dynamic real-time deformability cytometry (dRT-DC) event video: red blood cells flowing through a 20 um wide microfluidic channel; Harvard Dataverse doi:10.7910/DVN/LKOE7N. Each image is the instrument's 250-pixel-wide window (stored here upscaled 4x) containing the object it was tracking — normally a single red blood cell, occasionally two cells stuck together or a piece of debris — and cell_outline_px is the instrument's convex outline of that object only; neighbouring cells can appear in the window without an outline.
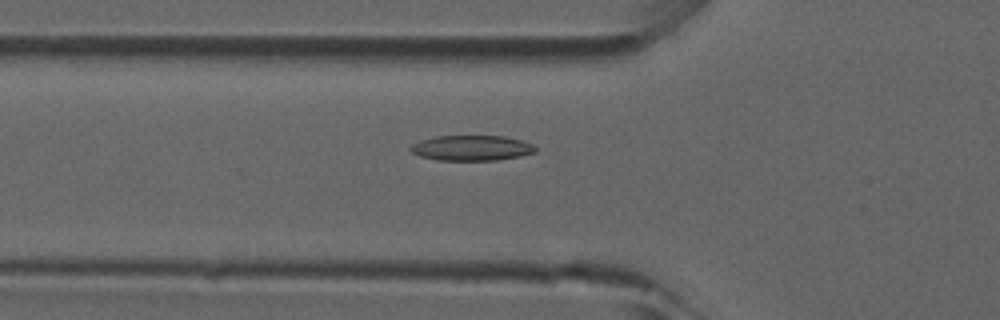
{"species": "common noctule bat (a hibernating species)", "species_latin": "Nyctalus noctula", "temperature_condition": "room temperature", "stored_images_in_passage": 35, "camera_frame_rate_fps": 3000, "um_per_image_px": 0.085, "animal": {"sex": "male", "forearm_length_mm": 52.5}, "frame": {"image": 1, "passage_image": 6, "time_ms": 1.667, "image_size_px": [1000, 320], "cell_outline_px": [[536, 152], [520, 156], [496, 160], [436, 160], [420, 156], [412, 152], [408, 148], [412, 144], [420, 140], [436, 136], [504, 136], [520, 140], [532, 144], [536, 148]], "centroid_in_image_um": [40.06, 12.58], "position_along_channel_um": 85.7, "area_um2": 18.38}}